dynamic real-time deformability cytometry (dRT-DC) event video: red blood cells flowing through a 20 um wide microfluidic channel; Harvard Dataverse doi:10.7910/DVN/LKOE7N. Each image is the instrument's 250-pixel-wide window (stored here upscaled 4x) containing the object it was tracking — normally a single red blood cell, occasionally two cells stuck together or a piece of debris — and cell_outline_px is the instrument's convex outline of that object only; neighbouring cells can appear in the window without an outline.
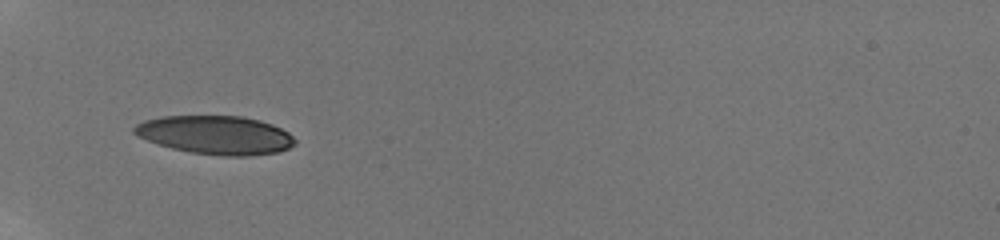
{"species": "human", "species_latin": "Homo sapiens", "temperature_condition": "room temperature", "stored_images_in_passage": 36, "camera_frame_rate_fps": 3000, "um_per_image_px": 0.085, "donor": {"sex": "male"}, "frame": {"image": 1, "passage_image": 1, "time_ms": 0.0, "image_size_px": [1000, 240], "cell_outline_px": [[296, 144], [280, 152], [248, 156], [224, 156], [188, 152], [172, 148], [136, 136], [132, 132], [132, 128], [136, 124], [144, 120], [160, 116], [240, 116], [260, 120], [272, 124], [288, 132], [296, 140]], "centroid_in_image_um": [18.32, 11.47], "position_along_channel_um": 66.7, "area_um2": 36.3}}
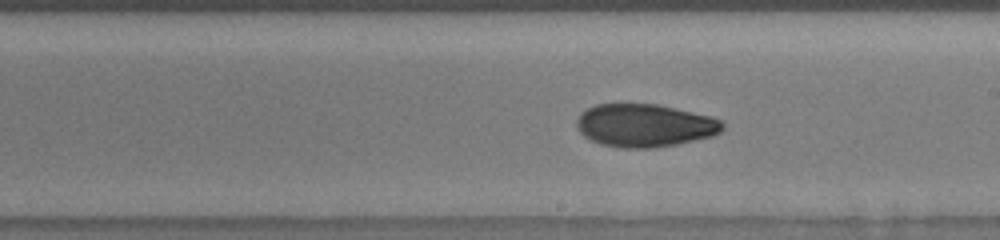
{"frame": {"image": 2, "passage_image": 22, "time_ms": 4.667, "image_size_px": [1000, 240], "cell_outline_px": [[724, 128], [720, 132], [712, 136], [676, 144], [652, 148], [624, 148], [600, 144], [584, 136], [576, 128], [576, 120], [580, 112], [596, 104], [656, 104], [712, 116], [724, 120]], "centroid_in_image_um": [54.8, 10.66], "position_along_channel_um": 234.2, "area_um2": 36.65}}
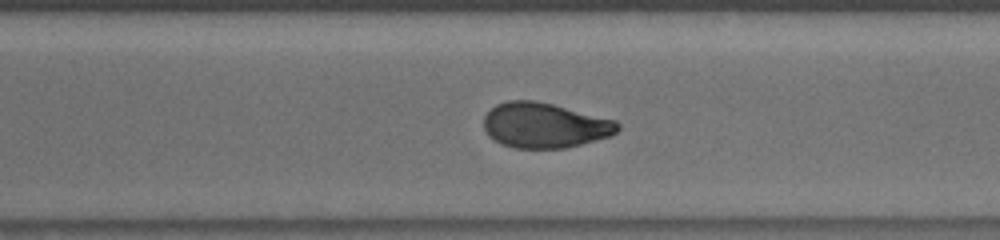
{"frame": {"image": 3, "passage_image": 32, "time_ms": 7.0, "image_size_px": [1000, 240], "cell_outline_px": [[620, 128], [612, 136], [564, 148], [516, 148], [500, 144], [488, 136], [484, 128], [484, 116], [496, 104], [508, 100], [536, 100], [616, 120], [620, 124]], "centroid_in_image_um": [46.29, 10.65], "position_along_channel_um": 324.3, "area_um2": 35.32}}